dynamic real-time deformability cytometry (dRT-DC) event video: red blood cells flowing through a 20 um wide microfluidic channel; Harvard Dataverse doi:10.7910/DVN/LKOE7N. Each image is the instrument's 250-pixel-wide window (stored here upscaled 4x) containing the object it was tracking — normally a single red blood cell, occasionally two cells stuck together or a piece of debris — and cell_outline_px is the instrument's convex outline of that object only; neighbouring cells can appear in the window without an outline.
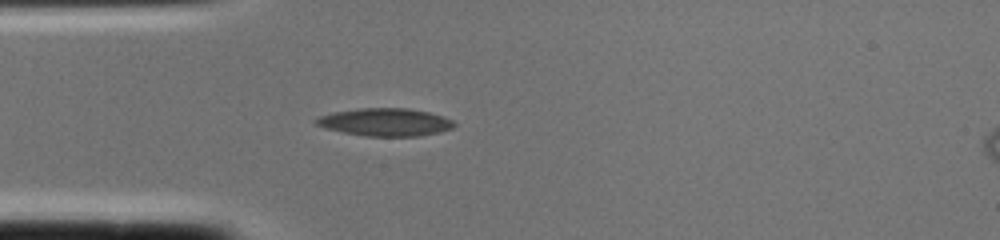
{"species": "common noctule bat (a hibernating species)", "species_latin": "Nyctalus noctula", "temperature_condition": "cold", "stored_images_in_passage": 3, "camera_frame_rate_fps": 3000, "um_per_image_px": 0.085, "animal": {"sex": "female", "body_mass_g": 22.0, "forearm_length_mm": 56.7}, "frame": {"image": 1, "passage_image": 2, "time_ms": 0.333, "image_size_px": [1000, 240], "cell_outline_px": [[456, 124], [452, 128], [440, 132], [420, 136], [364, 136], [324, 128], [316, 124], [312, 120], [320, 116], [332, 112], [356, 108], [408, 108], [428, 112], [444, 116], [452, 120]], "centroid_in_image_um": [32.73, 10.38], "position_along_channel_um": 52.3, "area_um2": 22.48}}